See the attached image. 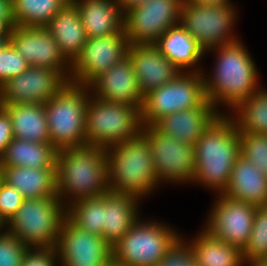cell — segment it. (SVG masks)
<instances>
[{
	"label": "cell",
	"instance_id": "15",
	"mask_svg": "<svg viewBox=\"0 0 267 266\" xmlns=\"http://www.w3.org/2000/svg\"><path fill=\"white\" fill-rule=\"evenodd\" d=\"M55 248L60 266H108L112 262V248L103 237L76 227L67 217Z\"/></svg>",
	"mask_w": 267,
	"mask_h": 266
},
{
	"label": "cell",
	"instance_id": "1",
	"mask_svg": "<svg viewBox=\"0 0 267 266\" xmlns=\"http://www.w3.org/2000/svg\"><path fill=\"white\" fill-rule=\"evenodd\" d=\"M214 51L217 54L212 74L206 75L203 72L205 96L216 111H222L217 109L221 103L222 106L233 110L261 87L257 82L259 73L256 63L241 38L236 42L210 49L206 54Z\"/></svg>",
	"mask_w": 267,
	"mask_h": 266
},
{
	"label": "cell",
	"instance_id": "43",
	"mask_svg": "<svg viewBox=\"0 0 267 266\" xmlns=\"http://www.w3.org/2000/svg\"><path fill=\"white\" fill-rule=\"evenodd\" d=\"M182 3H190V4H197V5H211V6L233 4L230 0H182Z\"/></svg>",
	"mask_w": 267,
	"mask_h": 266
},
{
	"label": "cell",
	"instance_id": "26",
	"mask_svg": "<svg viewBox=\"0 0 267 266\" xmlns=\"http://www.w3.org/2000/svg\"><path fill=\"white\" fill-rule=\"evenodd\" d=\"M223 194L256 206L267 205V177L240 155Z\"/></svg>",
	"mask_w": 267,
	"mask_h": 266
},
{
	"label": "cell",
	"instance_id": "23",
	"mask_svg": "<svg viewBox=\"0 0 267 266\" xmlns=\"http://www.w3.org/2000/svg\"><path fill=\"white\" fill-rule=\"evenodd\" d=\"M45 28L70 63L80 54L88 39L79 10L71 1L52 17Z\"/></svg>",
	"mask_w": 267,
	"mask_h": 266
},
{
	"label": "cell",
	"instance_id": "37",
	"mask_svg": "<svg viewBox=\"0 0 267 266\" xmlns=\"http://www.w3.org/2000/svg\"><path fill=\"white\" fill-rule=\"evenodd\" d=\"M181 237L156 266H197L191 247Z\"/></svg>",
	"mask_w": 267,
	"mask_h": 266
},
{
	"label": "cell",
	"instance_id": "32",
	"mask_svg": "<svg viewBox=\"0 0 267 266\" xmlns=\"http://www.w3.org/2000/svg\"><path fill=\"white\" fill-rule=\"evenodd\" d=\"M105 194L79 199L66 206V217L78 228L103 235Z\"/></svg>",
	"mask_w": 267,
	"mask_h": 266
},
{
	"label": "cell",
	"instance_id": "30",
	"mask_svg": "<svg viewBox=\"0 0 267 266\" xmlns=\"http://www.w3.org/2000/svg\"><path fill=\"white\" fill-rule=\"evenodd\" d=\"M230 114L239 132L267 134V89L261 86Z\"/></svg>",
	"mask_w": 267,
	"mask_h": 266
},
{
	"label": "cell",
	"instance_id": "14",
	"mask_svg": "<svg viewBox=\"0 0 267 266\" xmlns=\"http://www.w3.org/2000/svg\"><path fill=\"white\" fill-rule=\"evenodd\" d=\"M216 197L203 228L213 237L243 250L252 231L257 206L224 194Z\"/></svg>",
	"mask_w": 267,
	"mask_h": 266
},
{
	"label": "cell",
	"instance_id": "16",
	"mask_svg": "<svg viewBox=\"0 0 267 266\" xmlns=\"http://www.w3.org/2000/svg\"><path fill=\"white\" fill-rule=\"evenodd\" d=\"M69 81L57 70L29 66L0 86V106L15 103H45Z\"/></svg>",
	"mask_w": 267,
	"mask_h": 266
},
{
	"label": "cell",
	"instance_id": "39",
	"mask_svg": "<svg viewBox=\"0 0 267 266\" xmlns=\"http://www.w3.org/2000/svg\"><path fill=\"white\" fill-rule=\"evenodd\" d=\"M55 247H27L21 266H58Z\"/></svg>",
	"mask_w": 267,
	"mask_h": 266
},
{
	"label": "cell",
	"instance_id": "45",
	"mask_svg": "<svg viewBox=\"0 0 267 266\" xmlns=\"http://www.w3.org/2000/svg\"><path fill=\"white\" fill-rule=\"evenodd\" d=\"M4 229H6V223L0 217V232H3Z\"/></svg>",
	"mask_w": 267,
	"mask_h": 266
},
{
	"label": "cell",
	"instance_id": "38",
	"mask_svg": "<svg viewBox=\"0 0 267 266\" xmlns=\"http://www.w3.org/2000/svg\"><path fill=\"white\" fill-rule=\"evenodd\" d=\"M24 198L15 188L4 181L0 184V217L5 223L18 211Z\"/></svg>",
	"mask_w": 267,
	"mask_h": 266
},
{
	"label": "cell",
	"instance_id": "21",
	"mask_svg": "<svg viewBox=\"0 0 267 266\" xmlns=\"http://www.w3.org/2000/svg\"><path fill=\"white\" fill-rule=\"evenodd\" d=\"M79 10L87 38L114 35L124 28L118 0H71Z\"/></svg>",
	"mask_w": 267,
	"mask_h": 266
},
{
	"label": "cell",
	"instance_id": "11",
	"mask_svg": "<svg viewBox=\"0 0 267 266\" xmlns=\"http://www.w3.org/2000/svg\"><path fill=\"white\" fill-rule=\"evenodd\" d=\"M141 134L151 147V157L160 183H192L196 162L194 145L164 135L153 125L142 126Z\"/></svg>",
	"mask_w": 267,
	"mask_h": 266
},
{
	"label": "cell",
	"instance_id": "6",
	"mask_svg": "<svg viewBox=\"0 0 267 266\" xmlns=\"http://www.w3.org/2000/svg\"><path fill=\"white\" fill-rule=\"evenodd\" d=\"M140 110L133 105L108 102L90 93L85 116V145L107 148L141 133Z\"/></svg>",
	"mask_w": 267,
	"mask_h": 266
},
{
	"label": "cell",
	"instance_id": "42",
	"mask_svg": "<svg viewBox=\"0 0 267 266\" xmlns=\"http://www.w3.org/2000/svg\"><path fill=\"white\" fill-rule=\"evenodd\" d=\"M147 1L149 0H118V3L123 15H125L129 10L141 6Z\"/></svg>",
	"mask_w": 267,
	"mask_h": 266
},
{
	"label": "cell",
	"instance_id": "49",
	"mask_svg": "<svg viewBox=\"0 0 267 266\" xmlns=\"http://www.w3.org/2000/svg\"><path fill=\"white\" fill-rule=\"evenodd\" d=\"M108 266H123V265L117 264L114 261H112Z\"/></svg>",
	"mask_w": 267,
	"mask_h": 266
},
{
	"label": "cell",
	"instance_id": "33",
	"mask_svg": "<svg viewBox=\"0 0 267 266\" xmlns=\"http://www.w3.org/2000/svg\"><path fill=\"white\" fill-rule=\"evenodd\" d=\"M242 254L246 263L259 262L267 255V205L256 207L252 231Z\"/></svg>",
	"mask_w": 267,
	"mask_h": 266
},
{
	"label": "cell",
	"instance_id": "34",
	"mask_svg": "<svg viewBox=\"0 0 267 266\" xmlns=\"http://www.w3.org/2000/svg\"><path fill=\"white\" fill-rule=\"evenodd\" d=\"M240 155L267 177V134L239 132Z\"/></svg>",
	"mask_w": 267,
	"mask_h": 266
},
{
	"label": "cell",
	"instance_id": "10",
	"mask_svg": "<svg viewBox=\"0 0 267 266\" xmlns=\"http://www.w3.org/2000/svg\"><path fill=\"white\" fill-rule=\"evenodd\" d=\"M235 9L232 4L211 6L183 3L180 25L206 52L239 40L232 33L237 20Z\"/></svg>",
	"mask_w": 267,
	"mask_h": 266
},
{
	"label": "cell",
	"instance_id": "19",
	"mask_svg": "<svg viewBox=\"0 0 267 266\" xmlns=\"http://www.w3.org/2000/svg\"><path fill=\"white\" fill-rule=\"evenodd\" d=\"M91 95L108 102L136 106L139 110L143 96L130 59L126 56L119 63L101 73L89 85Z\"/></svg>",
	"mask_w": 267,
	"mask_h": 266
},
{
	"label": "cell",
	"instance_id": "13",
	"mask_svg": "<svg viewBox=\"0 0 267 266\" xmlns=\"http://www.w3.org/2000/svg\"><path fill=\"white\" fill-rule=\"evenodd\" d=\"M182 0H149L124 15L130 44H155L171 27L180 24Z\"/></svg>",
	"mask_w": 267,
	"mask_h": 266
},
{
	"label": "cell",
	"instance_id": "48",
	"mask_svg": "<svg viewBox=\"0 0 267 266\" xmlns=\"http://www.w3.org/2000/svg\"><path fill=\"white\" fill-rule=\"evenodd\" d=\"M2 181H3V167L0 164V184H1Z\"/></svg>",
	"mask_w": 267,
	"mask_h": 266
},
{
	"label": "cell",
	"instance_id": "27",
	"mask_svg": "<svg viewBox=\"0 0 267 266\" xmlns=\"http://www.w3.org/2000/svg\"><path fill=\"white\" fill-rule=\"evenodd\" d=\"M9 114L14 138L29 142H50L43 103H15L2 106Z\"/></svg>",
	"mask_w": 267,
	"mask_h": 266
},
{
	"label": "cell",
	"instance_id": "29",
	"mask_svg": "<svg viewBox=\"0 0 267 266\" xmlns=\"http://www.w3.org/2000/svg\"><path fill=\"white\" fill-rule=\"evenodd\" d=\"M58 150L50 142L36 143L13 138L0 158L2 167H56Z\"/></svg>",
	"mask_w": 267,
	"mask_h": 266
},
{
	"label": "cell",
	"instance_id": "7",
	"mask_svg": "<svg viewBox=\"0 0 267 266\" xmlns=\"http://www.w3.org/2000/svg\"><path fill=\"white\" fill-rule=\"evenodd\" d=\"M66 206L58 197L24 199L6 230L27 247H56Z\"/></svg>",
	"mask_w": 267,
	"mask_h": 266
},
{
	"label": "cell",
	"instance_id": "25",
	"mask_svg": "<svg viewBox=\"0 0 267 266\" xmlns=\"http://www.w3.org/2000/svg\"><path fill=\"white\" fill-rule=\"evenodd\" d=\"M3 181L9 186L15 187L24 199L58 197L56 167H3Z\"/></svg>",
	"mask_w": 267,
	"mask_h": 266
},
{
	"label": "cell",
	"instance_id": "46",
	"mask_svg": "<svg viewBox=\"0 0 267 266\" xmlns=\"http://www.w3.org/2000/svg\"><path fill=\"white\" fill-rule=\"evenodd\" d=\"M247 266H264L260 262H250L246 263Z\"/></svg>",
	"mask_w": 267,
	"mask_h": 266
},
{
	"label": "cell",
	"instance_id": "47",
	"mask_svg": "<svg viewBox=\"0 0 267 266\" xmlns=\"http://www.w3.org/2000/svg\"><path fill=\"white\" fill-rule=\"evenodd\" d=\"M262 265L267 266V255L259 261Z\"/></svg>",
	"mask_w": 267,
	"mask_h": 266
},
{
	"label": "cell",
	"instance_id": "44",
	"mask_svg": "<svg viewBox=\"0 0 267 266\" xmlns=\"http://www.w3.org/2000/svg\"><path fill=\"white\" fill-rule=\"evenodd\" d=\"M9 43V40L4 37H0V51Z\"/></svg>",
	"mask_w": 267,
	"mask_h": 266
},
{
	"label": "cell",
	"instance_id": "28",
	"mask_svg": "<svg viewBox=\"0 0 267 266\" xmlns=\"http://www.w3.org/2000/svg\"><path fill=\"white\" fill-rule=\"evenodd\" d=\"M187 244L191 247L197 266H246L242 250L213 237L204 228Z\"/></svg>",
	"mask_w": 267,
	"mask_h": 266
},
{
	"label": "cell",
	"instance_id": "8",
	"mask_svg": "<svg viewBox=\"0 0 267 266\" xmlns=\"http://www.w3.org/2000/svg\"><path fill=\"white\" fill-rule=\"evenodd\" d=\"M152 221L138 219L112 247V261L123 266H156L182 236L173 227Z\"/></svg>",
	"mask_w": 267,
	"mask_h": 266
},
{
	"label": "cell",
	"instance_id": "4",
	"mask_svg": "<svg viewBox=\"0 0 267 266\" xmlns=\"http://www.w3.org/2000/svg\"><path fill=\"white\" fill-rule=\"evenodd\" d=\"M108 187L116 194L143 199L160 185L151 157V147L140 133L137 137L106 148Z\"/></svg>",
	"mask_w": 267,
	"mask_h": 266
},
{
	"label": "cell",
	"instance_id": "5",
	"mask_svg": "<svg viewBox=\"0 0 267 266\" xmlns=\"http://www.w3.org/2000/svg\"><path fill=\"white\" fill-rule=\"evenodd\" d=\"M90 88L68 82L44 103L50 144L58 151L85 145V116Z\"/></svg>",
	"mask_w": 267,
	"mask_h": 266
},
{
	"label": "cell",
	"instance_id": "18",
	"mask_svg": "<svg viewBox=\"0 0 267 266\" xmlns=\"http://www.w3.org/2000/svg\"><path fill=\"white\" fill-rule=\"evenodd\" d=\"M127 57L132 63L142 96L173 81L182 72L154 44H130Z\"/></svg>",
	"mask_w": 267,
	"mask_h": 266
},
{
	"label": "cell",
	"instance_id": "40",
	"mask_svg": "<svg viewBox=\"0 0 267 266\" xmlns=\"http://www.w3.org/2000/svg\"><path fill=\"white\" fill-rule=\"evenodd\" d=\"M14 28L11 0H0V37L9 40Z\"/></svg>",
	"mask_w": 267,
	"mask_h": 266
},
{
	"label": "cell",
	"instance_id": "35",
	"mask_svg": "<svg viewBox=\"0 0 267 266\" xmlns=\"http://www.w3.org/2000/svg\"><path fill=\"white\" fill-rule=\"evenodd\" d=\"M29 66L24 57L8 43L0 51V86L8 79L21 74Z\"/></svg>",
	"mask_w": 267,
	"mask_h": 266
},
{
	"label": "cell",
	"instance_id": "41",
	"mask_svg": "<svg viewBox=\"0 0 267 266\" xmlns=\"http://www.w3.org/2000/svg\"><path fill=\"white\" fill-rule=\"evenodd\" d=\"M14 138L11 118L8 112L0 106V158L4 154L6 146Z\"/></svg>",
	"mask_w": 267,
	"mask_h": 266
},
{
	"label": "cell",
	"instance_id": "20",
	"mask_svg": "<svg viewBox=\"0 0 267 266\" xmlns=\"http://www.w3.org/2000/svg\"><path fill=\"white\" fill-rule=\"evenodd\" d=\"M222 112L213 107H192L158 119L153 126L169 137L194 145L209 124Z\"/></svg>",
	"mask_w": 267,
	"mask_h": 266
},
{
	"label": "cell",
	"instance_id": "3",
	"mask_svg": "<svg viewBox=\"0 0 267 266\" xmlns=\"http://www.w3.org/2000/svg\"><path fill=\"white\" fill-rule=\"evenodd\" d=\"M105 148L84 145L57 152L56 190L65 206L109 191Z\"/></svg>",
	"mask_w": 267,
	"mask_h": 266
},
{
	"label": "cell",
	"instance_id": "9",
	"mask_svg": "<svg viewBox=\"0 0 267 266\" xmlns=\"http://www.w3.org/2000/svg\"><path fill=\"white\" fill-rule=\"evenodd\" d=\"M192 107H213L205 96L203 72H181L173 81L143 96L141 124L150 126L165 115Z\"/></svg>",
	"mask_w": 267,
	"mask_h": 266
},
{
	"label": "cell",
	"instance_id": "24",
	"mask_svg": "<svg viewBox=\"0 0 267 266\" xmlns=\"http://www.w3.org/2000/svg\"><path fill=\"white\" fill-rule=\"evenodd\" d=\"M154 45L182 72H204L197 62L206 52L180 24L168 29Z\"/></svg>",
	"mask_w": 267,
	"mask_h": 266
},
{
	"label": "cell",
	"instance_id": "22",
	"mask_svg": "<svg viewBox=\"0 0 267 266\" xmlns=\"http://www.w3.org/2000/svg\"><path fill=\"white\" fill-rule=\"evenodd\" d=\"M140 199L128 194L105 193L103 239L112 248L140 219Z\"/></svg>",
	"mask_w": 267,
	"mask_h": 266
},
{
	"label": "cell",
	"instance_id": "31",
	"mask_svg": "<svg viewBox=\"0 0 267 266\" xmlns=\"http://www.w3.org/2000/svg\"><path fill=\"white\" fill-rule=\"evenodd\" d=\"M71 0H11L15 26L45 27Z\"/></svg>",
	"mask_w": 267,
	"mask_h": 266
},
{
	"label": "cell",
	"instance_id": "36",
	"mask_svg": "<svg viewBox=\"0 0 267 266\" xmlns=\"http://www.w3.org/2000/svg\"><path fill=\"white\" fill-rule=\"evenodd\" d=\"M26 249L27 246L5 229L0 233V266H21Z\"/></svg>",
	"mask_w": 267,
	"mask_h": 266
},
{
	"label": "cell",
	"instance_id": "12",
	"mask_svg": "<svg viewBox=\"0 0 267 266\" xmlns=\"http://www.w3.org/2000/svg\"><path fill=\"white\" fill-rule=\"evenodd\" d=\"M129 45L125 28L114 35L88 38L71 63L69 82L88 86L101 73L123 60Z\"/></svg>",
	"mask_w": 267,
	"mask_h": 266
},
{
	"label": "cell",
	"instance_id": "17",
	"mask_svg": "<svg viewBox=\"0 0 267 266\" xmlns=\"http://www.w3.org/2000/svg\"><path fill=\"white\" fill-rule=\"evenodd\" d=\"M9 43L30 66L57 70L69 81L71 63L45 27L15 26Z\"/></svg>",
	"mask_w": 267,
	"mask_h": 266
},
{
	"label": "cell",
	"instance_id": "2",
	"mask_svg": "<svg viewBox=\"0 0 267 266\" xmlns=\"http://www.w3.org/2000/svg\"><path fill=\"white\" fill-rule=\"evenodd\" d=\"M229 115L219 114L194 144L196 162L192 182L217 190V194L227 189L240 156L239 131Z\"/></svg>",
	"mask_w": 267,
	"mask_h": 266
}]
</instances>
